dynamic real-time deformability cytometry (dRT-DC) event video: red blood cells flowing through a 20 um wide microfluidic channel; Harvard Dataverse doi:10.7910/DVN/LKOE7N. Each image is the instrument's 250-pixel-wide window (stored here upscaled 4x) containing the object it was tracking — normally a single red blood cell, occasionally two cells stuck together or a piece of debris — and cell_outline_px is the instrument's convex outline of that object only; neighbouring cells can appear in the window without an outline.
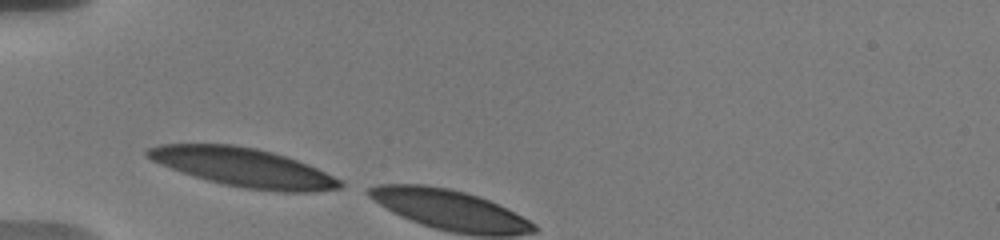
{"species": "human", "species_latin": "Homo sapiens", "temperature_condition": "warm", "stored_images_in_passage": 4, "camera_frame_rate_fps": 3000, "um_per_image_px": 0.085, "donor": {"sex": "male"}, "frame": {"image": 1, "passage_image": 1, "time_ms": 0.0, "image_size_px": [1000, 240], "cell_outline_px": [[344, 184], [340, 188], [312, 192], [280, 192], [244, 188], [224, 184], [208, 180], [160, 164], [144, 156], [144, 152], [148, 148], [160, 144], [232, 144], [256, 148], [272, 152], [308, 164], [344, 180]], "centroid_in_image_um": [20.73, 14.23], "position_along_channel_um": 64.3, "area_um2": 43.29}}